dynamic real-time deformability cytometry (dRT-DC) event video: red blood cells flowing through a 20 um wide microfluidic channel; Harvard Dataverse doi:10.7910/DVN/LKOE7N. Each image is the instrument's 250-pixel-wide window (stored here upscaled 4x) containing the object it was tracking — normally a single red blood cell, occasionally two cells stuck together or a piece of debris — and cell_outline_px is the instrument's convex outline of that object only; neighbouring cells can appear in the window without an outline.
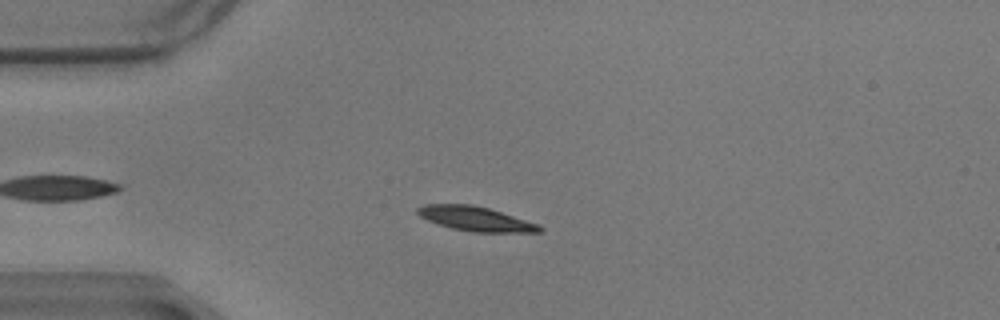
{"species": "common noctule bat (a hibernating species)", "species_latin": "Nyctalus noctula", "temperature_condition": "warm", "stored_images_in_passage": 35, "camera_frame_rate_fps": 3000, "um_per_image_px": 0.085, "animal": {"sex": "male", "body_mass_g": 17.9}, "frame": {"image": 1, "passage_image": 2, "time_ms": 0.333, "image_size_px": [1000, 320], "cell_outline_px": [[544, 232], [472, 232], [452, 228], [428, 220], [420, 216], [416, 212], [416, 208], [424, 204], [472, 204], [488, 208], [536, 224], [544, 228]], "centroid_in_image_um": [40.39, 18.59], "position_along_channel_um": 44.6, "area_um2": 17.11}}
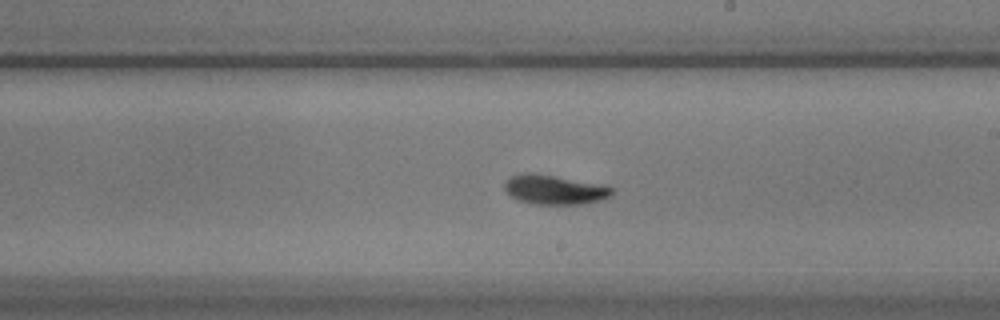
{"frame": {"image": 2, "passage_image": 21, "time_ms": 6.667, "image_size_px": [1000, 320], "cell_outline_px": [[612, 196], [600, 200], [580, 204], [532, 204], [516, 200], [504, 188], [504, 180], [520, 172], [532, 172], [612, 188]], "centroid_in_image_um": [47.01, 16.13], "position_along_channel_um": 242.0, "area_um2": 17.98}}
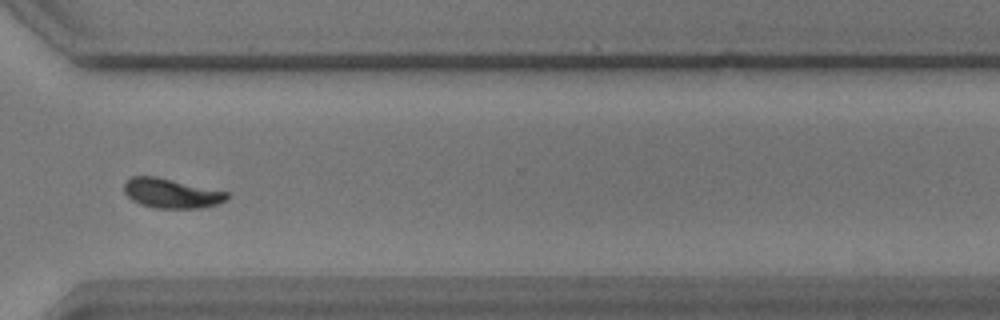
{"frame": {"image": 3, "passage_image": 31, "time_ms": 10.0, "image_size_px": [1000, 320], "cell_outline_px": [[228, 200], [220, 204], [200, 208], [156, 208], [140, 204], [132, 200], [124, 192], [124, 180], [132, 176], [156, 176], [228, 192]], "centroid_in_image_um": [14.56, 16.43], "position_along_channel_um": 356.0, "area_um2": 17.86}, "authors_computed_cell_mechanics": {"area_um2": 17.629, "velocity_mm_per_s": 3.4267, "shape_relaxation_time_tau1_ms": 3.1336, "shape_relaxation_time_tau2_ms": 2.0947, "deformation_change_tau1": 0.1256, "deformation_change_tau2": 0.049}}